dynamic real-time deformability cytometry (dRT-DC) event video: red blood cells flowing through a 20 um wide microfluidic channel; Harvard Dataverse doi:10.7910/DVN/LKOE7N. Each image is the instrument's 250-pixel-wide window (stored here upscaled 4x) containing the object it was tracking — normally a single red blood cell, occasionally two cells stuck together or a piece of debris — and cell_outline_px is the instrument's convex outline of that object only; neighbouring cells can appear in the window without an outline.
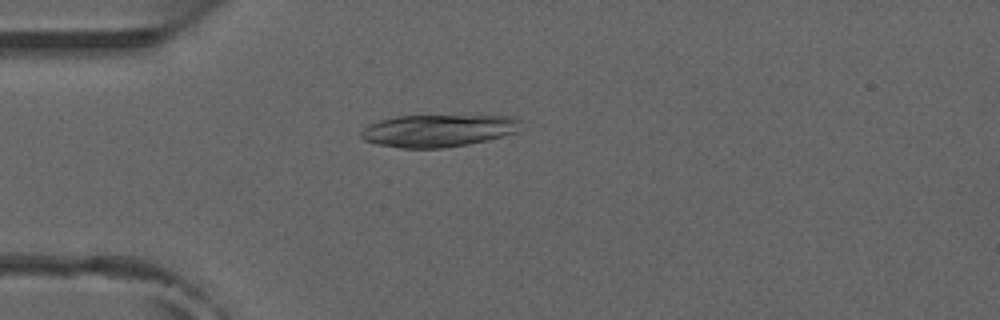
{"species": "common noctule bat (a hibernating species)", "species_latin": "Nyctalus noctula", "temperature_condition": "room temperature", "stored_images_in_passage": 33, "camera_frame_rate_fps": 3000, "um_per_image_px": 0.085, "animal": {"sex": "male", "forearm_length_mm": 52.5}, "frame": {"image": 1, "passage_image": 14, "time_ms": 4.333, "image_size_px": [1000, 320], "cell_outline_px": [[520, 120], [516, 132], [468, 144], [440, 148], [400, 148], [376, 144], [364, 140], [360, 136], [360, 132], [368, 124], [380, 120], [396, 116], [516, 116]], "centroid_in_image_um": [37.17, 11.1], "position_along_channel_um": 47.8, "area_um2": 29.82}}
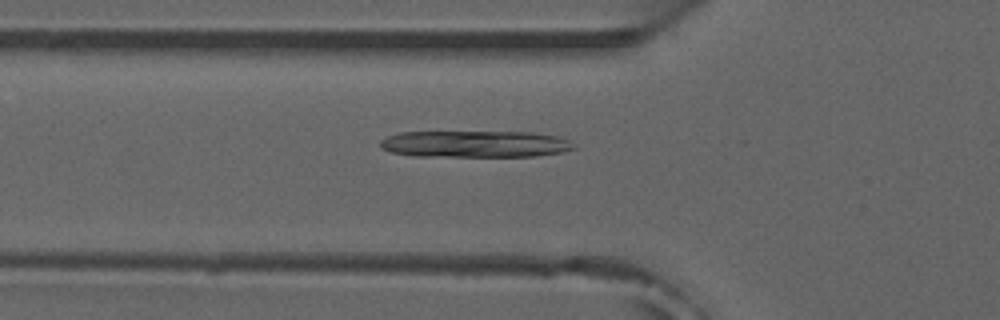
{"frame": {"image": 2, "passage_image": 18, "time_ms": 5.667, "image_size_px": [1000, 320], "cell_outline_px": [[576, 148], [564, 152], [536, 156], [416, 156], [392, 152], [380, 148], [380, 140], [388, 136], [400, 132], [532, 132], [560, 136], [568, 140]], "centroid_in_image_um": [40.4, 12.24], "position_along_channel_um": 85.4, "area_um2": 30.23}}
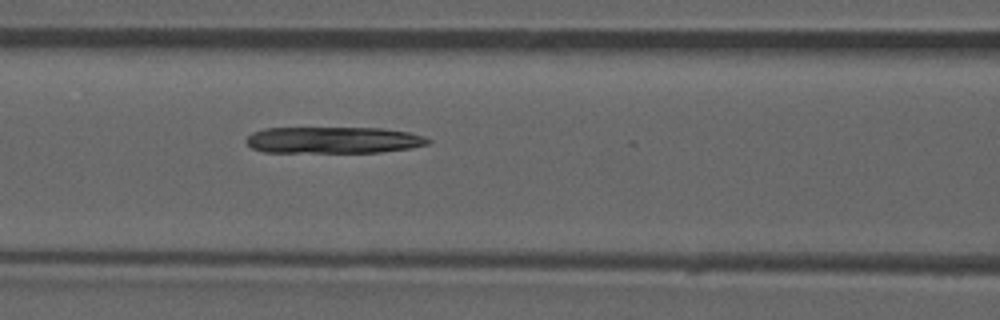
{"frame": {"image": 3, "passage_image": 22, "time_ms": 7.0, "image_size_px": [1000, 320], "cell_outline_px": [[432, 140], [428, 144], [412, 148], [380, 152], [264, 152], [252, 148], [244, 140], [252, 132], [264, 128], [384, 128], [408, 132], [424, 136]], "centroid_in_image_um": [28.34, 11.9], "position_along_channel_um": 138.3, "area_um2": 28.26}}